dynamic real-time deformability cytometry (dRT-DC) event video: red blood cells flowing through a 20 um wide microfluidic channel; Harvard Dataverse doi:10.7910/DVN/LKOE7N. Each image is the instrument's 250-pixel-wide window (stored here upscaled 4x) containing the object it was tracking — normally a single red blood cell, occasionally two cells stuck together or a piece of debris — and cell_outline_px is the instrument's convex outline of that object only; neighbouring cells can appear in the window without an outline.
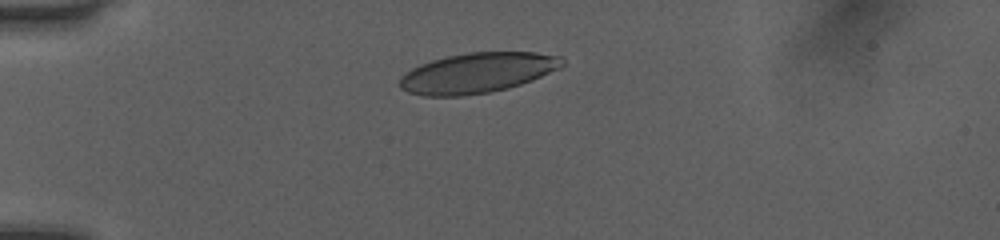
{"species": "human", "species_latin": "Homo sapiens", "temperature_condition": "room temperature", "stored_images_in_passage": 32, "camera_frame_rate_fps": 3000, "um_per_image_px": 0.085, "donor": {"sex": "female"}, "frame": {"image": 1, "passage_image": 1, "time_ms": 0.0, "image_size_px": [1000, 240], "cell_outline_px": [[564, 64], [560, 68], [532, 80], [508, 88], [488, 92], [464, 96], [424, 96], [408, 92], [400, 88], [400, 76], [404, 72], [420, 64], [432, 60], [448, 56], [468, 52], [536, 52], [560, 56], [564, 60]], "centroid_in_image_um": [40.56, 6.19], "position_along_channel_um": 44.4, "area_um2": 38.09}}
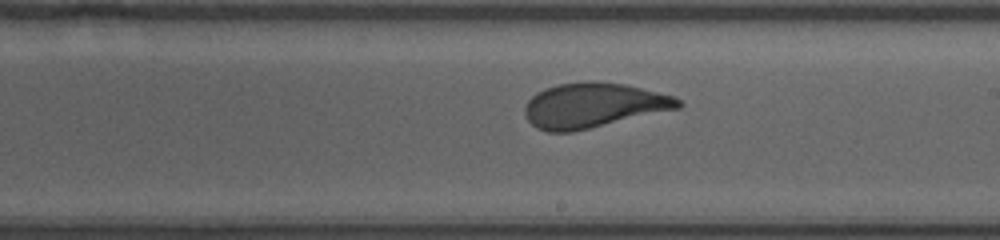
{"frame": {"image": 2, "passage_image": 18, "time_ms": 5.667, "image_size_px": [1000, 240], "cell_outline_px": [[684, 104], [680, 108], [572, 132], [548, 132], [536, 128], [528, 120], [524, 112], [524, 108], [528, 100], [536, 92], [544, 88], [560, 84], [588, 80], [596, 80], [624, 84], [676, 96]], "centroid_in_image_um": [50.44, 8.94], "position_along_channel_um": 238.6, "area_um2": 40.29}}
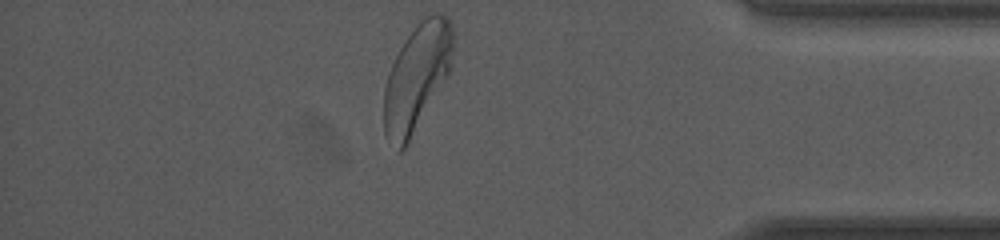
{"frame": {"image": 3, "passage_image": 32, "time_ms": 10.333, "image_size_px": [1000, 240], "cell_outline_px": [[452, 68], [448, 76], [404, 148], [400, 152], [396, 152], [384, 132], [384, 88], [388, 72], [400, 48], [408, 36], [420, 20], [424, 16], [432, 12], [440, 12], [452, 24]], "centroid_in_image_um": [35.42, 6.57], "position_along_channel_um": 399.8, "area_um2": 42.77}, "authors_computed_cell_mechanics": {"area_um2": 40.171, "velocity_mm_per_s": 4.0433, "shape_relaxation_time_tau1_ms": 4.0027, "shape_relaxation_time_tau2_ms": null, "deformation_change_tau1": 0.1625, "deformation_change_tau2": null}}